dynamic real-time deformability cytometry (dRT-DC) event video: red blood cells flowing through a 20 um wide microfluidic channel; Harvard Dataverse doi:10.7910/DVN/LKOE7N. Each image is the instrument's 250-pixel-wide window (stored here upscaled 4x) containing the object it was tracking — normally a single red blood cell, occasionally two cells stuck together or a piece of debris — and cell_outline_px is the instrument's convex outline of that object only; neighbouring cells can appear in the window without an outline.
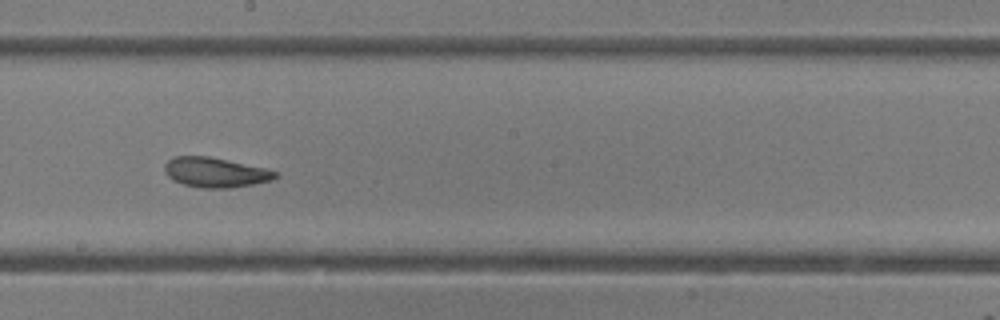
{"species": "common noctule bat (a hibernating species)", "species_latin": "Nyctalus noctula", "temperature_condition": "room temperature", "stored_images_in_passage": 32, "camera_frame_rate_fps": 3000, "um_per_image_px": 0.085, "animal": {"sex": "female"}, "frame": {"image": 1, "passage_image": 14, "time_ms": 4.333, "image_size_px": [1000, 320], "cell_outline_px": [[280, 176], [272, 180], [232, 188], [200, 188], [184, 184], [172, 180], [164, 172], [164, 164], [172, 156], [208, 156], [264, 168], [276, 172]], "centroid_in_image_um": [18.27, 14.66], "position_along_channel_um": 229.9, "area_um2": 19.25}, "authors_computed_cell_mechanics": {"area_um2": 19.652, "velocity_mm_per_s": 4.1352, "shape_relaxation_time_tau1_ms": 9.9138, "shape_relaxation_time_tau2_ms": 3.1763, "deformation_change_tau1": 0.1848, "deformation_change_tau2": 0.1053}}